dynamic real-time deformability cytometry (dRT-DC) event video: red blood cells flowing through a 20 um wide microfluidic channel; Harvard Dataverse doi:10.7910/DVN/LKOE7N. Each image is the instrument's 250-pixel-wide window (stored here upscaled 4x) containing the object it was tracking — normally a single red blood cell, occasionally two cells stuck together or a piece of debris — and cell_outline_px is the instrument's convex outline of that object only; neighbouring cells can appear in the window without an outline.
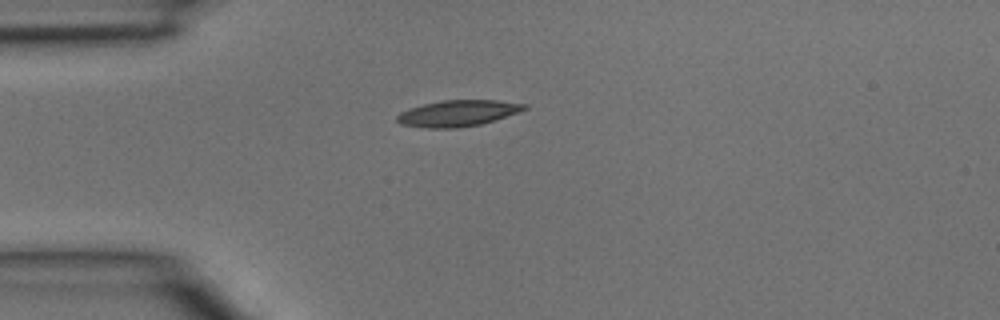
{"species": "common noctule bat (a hibernating species)", "species_latin": "Nyctalus noctula", "temperature_condition": "room temperature", "stored_images_in_passage": 30, "camera_frame_rate_fps": 3000, "um_per_image_px": 0.085, "animal": {"sex": "male", "body_mass_g": 15.6}, "frame": {"image": 1, "passage_image": 1, "time_ms": 0.0, "image_size_px": [1000, 320], "cell_outline_px": [[528, 108], [520, 112], [480, 124], [460, 128], [428, 128], [400, 124], [396, 120], [396, 116], [400, 112], [408, 108], [440, 100], [496, 100], [528, 104]], "centroid_in_image_um": [38.91, 9.62], "position_along_channel_um": 46.1, "area_um2": 19.54}}
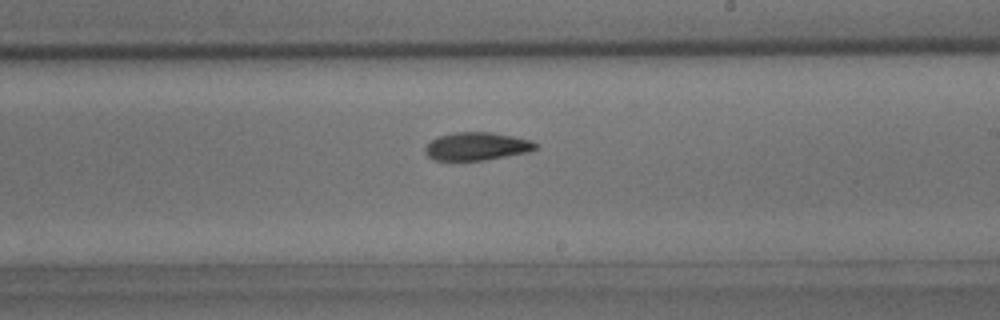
{"frame": {"image": 2, "passage_image": 14, "time_ms": 4.333, "image_size_px": [1000, 320], "cell_outline_px": [[536, 148], [528, 152], [484, 160], [436, 160], [428, 156], [424, 152], [424, 148], [432, 140], [440, 136], [452, 132], [492, 132], [512, 136], [528, 140], [536, 144]], "centroid_in_image_um": [40.49, 12.43], "position_along_channel_um": 248.5, "area_um2": 17.74}}
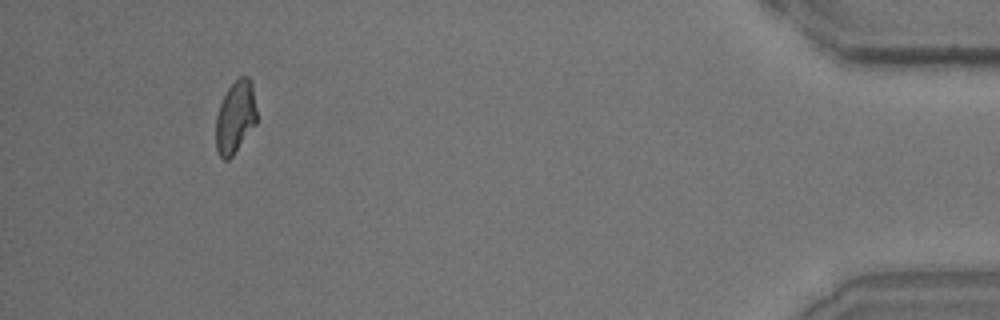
{"frame": {"image": 3, "passage_image": 28, "time_ms": 9.0, "image_size_px": [1000, 320], "cell_outline_px": [[256, 124], [232, 156], [228, 160], [224, 160], [220, 156], [216, 148], [216, 116], [220, 104], [228, 88], [240, 76], [248, 76], [252, 80], [256, 108]], "centroid_in_image_um": [20.01, 9.94], "position_along_channel_um": 415.2, "area_um2": 17.22}}